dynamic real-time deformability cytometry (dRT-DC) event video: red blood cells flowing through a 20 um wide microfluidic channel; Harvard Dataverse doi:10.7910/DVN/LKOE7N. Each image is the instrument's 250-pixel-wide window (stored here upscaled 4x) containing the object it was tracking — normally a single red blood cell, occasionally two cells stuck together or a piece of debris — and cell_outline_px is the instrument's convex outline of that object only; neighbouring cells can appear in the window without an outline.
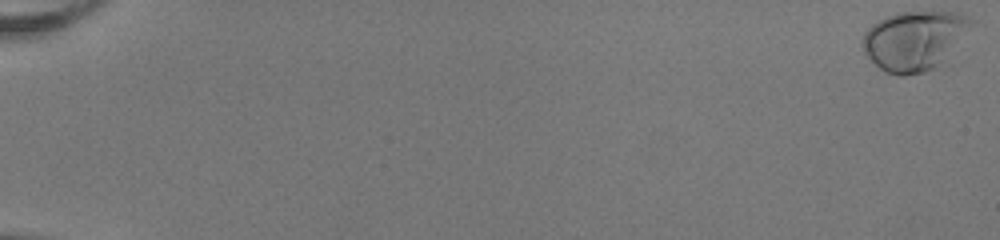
{"species": "human", "species_latin": "Homo sapiens", "temperature_condition": "room temperature", "stored_images_in_passage": 54, "camera_frame_rate_fps": 3000, "um_per_image_px": 0.085, "donor": {"sex": "female"}, "frame": {"image": 1, "passage_image": 1, "time_ms": 0.0, "image_size_px": [1000, 240], "cell_outline_px": [[976, 20], [948, 64], [924, 72], [904, 76], [900, 76], [884, 72], [864, 52], [860, 44], [860, 40], [864, 32], [872, 24], [896, 12], [956, 12], [972, 16]], "centroid_in_image_um": [77.81, 3.46], "position_along_channel_um": 7.2, "area_um2": 38.96}}
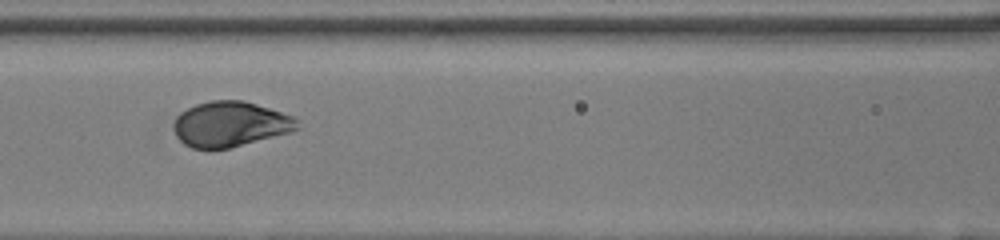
{"frame": {"image": 2, "passage_image": 27, "time_ms": 8.667, "image_size_px": [1000, 240], "cell_outline_px": [[300, 128], [292, 132], [228, 148], [192, 148], [184, 144], [176, 136], [176, 116], [180, 112], [196, 104], [212, 100], [244, 100], [296, 116], [300, 120]], "centroid_in_image_um": [19.65, 10.53], "position_along_channel_um": 146.9, "area_um2": 32.6}}
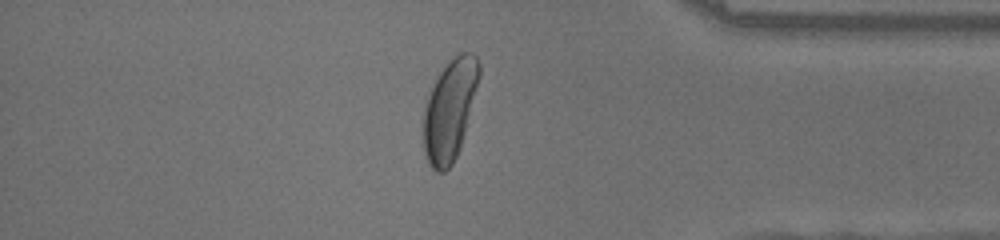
{"frame": {"image": 3, "passage_image": 47, "time_ms": 15.333, "image_size_px": [1000, 240], "cell_outline_px": [[480, 76], [460, 148], [452, 164], [444, 172], [436, 172], [428, 164], [424, 152], [424, 112], [428, 88], [440, 72], [460, 52], [472, 52], [476, 56], [480, 64]], "centroid_in_image_um": [38.21, 9.34], "position_along_channel_um": 397.0, "area_um2": 32.54}, "authors_computed_cell_mechanics": {"area_um2": 33.8419, "velocity_mm_per_s": 3.9933, "shape_relaxation_time_tau1_ms": 2.0582, "shape_relaxation_time_tau2_ms": null, "deformation_change_tau1": 0.1369, "deformation_change_tau2": null}}